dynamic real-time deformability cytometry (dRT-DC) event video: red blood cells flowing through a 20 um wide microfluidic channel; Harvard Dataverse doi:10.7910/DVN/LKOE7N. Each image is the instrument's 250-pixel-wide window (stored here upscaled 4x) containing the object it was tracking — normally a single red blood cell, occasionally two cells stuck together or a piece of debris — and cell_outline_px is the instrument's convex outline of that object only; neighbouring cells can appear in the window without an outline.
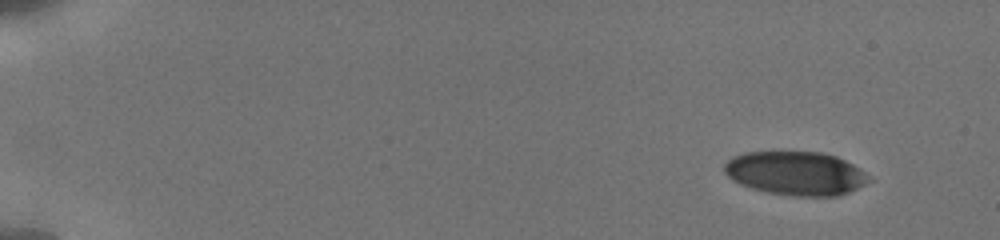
{"species": "human", "species_latin": "Homo sapiens", "temperature_condition": "cold", "stored_images_in_passage": 17, "camera_frame_rate_fps": 3000, "um_per_image_px": 0.085, "donor": {"sex": "male"}, "frame": {"image": 1, "passage_image": 1, "time_ms": 0.0, "image_size_px": [1000, 240], "cell_outline_px": [[872, 180], [840, 196], [792, 196], [768, 192], [752, 188], [740, 184], [732, 180], [724, 172], [724, 164], [732, 156], [744, 152], [820, 152], [836, 156], [860, 168], [872, 176]], "centroid_in_image_um": [67.65, 14.73], "position_along_channel_um": 17.4, "area_um2": 36.99}}
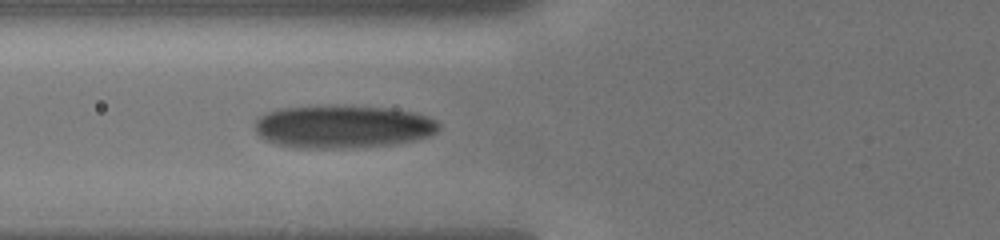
{"frame": {"image": 2, "passage_image": 17, "time_ms": 6.0, "image_size_px": [1000, 240], "cell_outline_px": [[440, 128], [436, 132], [428, 136], [416, 140], [392, 144], [344, 148], [296, 148], [276, 144], [264, 140], [256, 132], [256, 120], [264, 112], [280, 108], [328, 104], [344, 104], [388, 108], [412, 112], [428, 116], [436, 120], [440, 124]], "centroid_in_image_um": [29.11, 10.74], "position_along_channel_um": 96.7, "area_um2": 46.82}}